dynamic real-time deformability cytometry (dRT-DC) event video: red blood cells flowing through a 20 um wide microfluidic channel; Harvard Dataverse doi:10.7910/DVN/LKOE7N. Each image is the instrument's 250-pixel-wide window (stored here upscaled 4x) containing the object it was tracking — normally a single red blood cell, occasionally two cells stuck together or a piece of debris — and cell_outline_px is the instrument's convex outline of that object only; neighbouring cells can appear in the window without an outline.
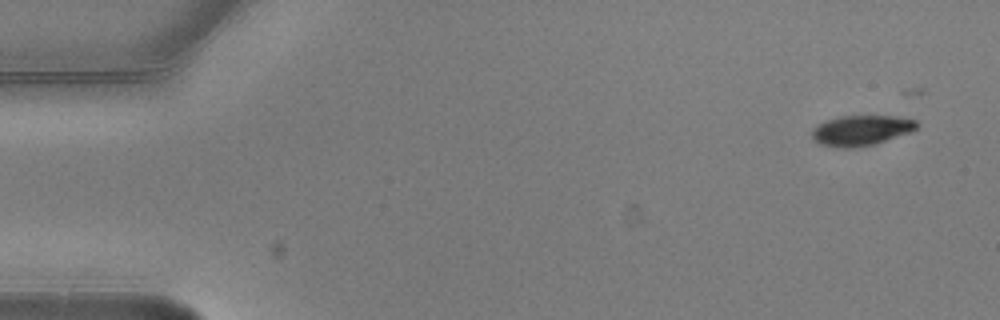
{"species": "common noctule bat (a hibernating species)", "species_latin": "Nyctalus noctula", "temperature_condition": "warm", "stored_images_in_passage": 4, "camera_frame_rate_fps": 3000, "um_per_image_px": 0.085, "animal": {"sex": "male", "body_mass_g": 20.5, "forearm_length_mm": 52.5}, "frame": {"image": 1, "passage_image": 1, "time_ms": 0.0, "image_size_px": [1000, 320], "cell_outline_px": [[920, 124], [916, 128], [908, 132], [876, 144], [856, 148], [840, 148], [816, 144], [812, 136], [812, 128], [828, 120], [840, 116], [900, 116], [916, 120]], "centroid_in_image_um": [73.19, 11.09], "position_along_channel_um": 11.8, "area_um2": 18.61}}
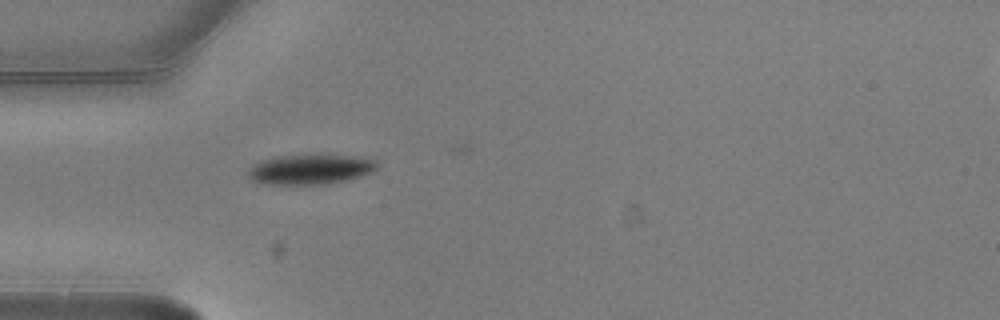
{"frame": {"image": 2, "passage_image": 4, "time_ms": 1.0, "image_size_px": [1000, 320], "cell_outline_px": [[376, 168], [372, 172], [364, 176], [328, 184], [268, 184], [252, 180], [248, 176], [248, 168], [264, 160], [280, 156], [324, 152], [332, 152], [376, 160]], "centroid_in_image_um": [26.45, 14.35], "position_along_channel_um": 58.6, "area_um2": 23.18}}